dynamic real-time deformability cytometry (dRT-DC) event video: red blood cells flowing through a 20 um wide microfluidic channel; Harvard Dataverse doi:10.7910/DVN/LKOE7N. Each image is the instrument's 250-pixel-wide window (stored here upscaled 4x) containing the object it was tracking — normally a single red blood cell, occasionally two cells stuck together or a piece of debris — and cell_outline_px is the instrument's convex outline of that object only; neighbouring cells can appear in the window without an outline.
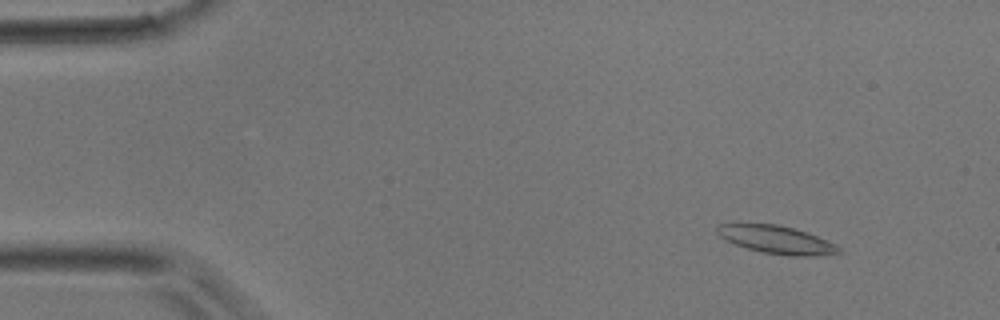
{"species": "common noctule bat (a hibernating species)", "species_latin": "Nyctalus noctula", "temperature_condition": "room temperature", "stored_images_in_passage": 14, "camera_frame_rate_fps": 3000, "um_per_image_px": 0.085, "animal": {"sex": "male", "body_mass_g": 17.9}, "frame": {"image": 1, "passage_image": 5, "time_ms": 1.333, "image_size_px": [1000, 320], "cell_outline_px": [[844, 252], [820, 256], [788, 256], [764, 252], [748, 248], [736, 244], [720, 236], [716, 232], [716, 224], [776, 224], [808, 232], [836, 244]], "centroid_in_image_um": [66.07, 20.38], "position_along_channel_um": 18.9, "area_um2": 19.71}}